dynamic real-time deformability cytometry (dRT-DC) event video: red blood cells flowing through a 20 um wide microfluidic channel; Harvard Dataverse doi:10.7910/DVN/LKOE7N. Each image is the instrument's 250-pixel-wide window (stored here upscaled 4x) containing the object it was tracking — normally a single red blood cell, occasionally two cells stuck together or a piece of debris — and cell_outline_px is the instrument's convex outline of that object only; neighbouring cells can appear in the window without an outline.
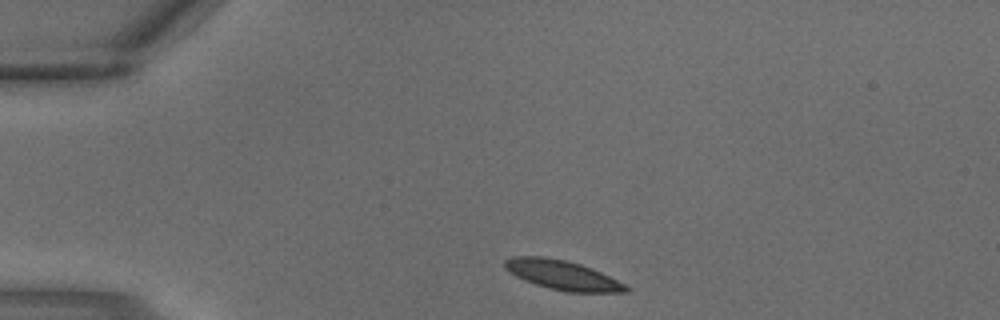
{"species": "common noctule bat (a hibernating species)", "species_latin": "Nyctalus noctula", "temperature_condition": "warm", "stored_images_in_passage": 2, "camera_frame_rate_fps": 3000, "um_per_image_px": 0.085, "animal": {"sex": "male", "body_mass_g": 18.8}, "frame": {"image": 1, "passage_image": 1, "time_ms": 0.0, "image_size_px": [1000, 320], "cell_outline_px": [[632, 288], [628, 292], [568, 292], [548, 288], [524, 280], [516, 276], [504, 268], [504, 260], [512, 256], [544, 256], [564, 260], [580, 264], [592, 268]], "centroid_in_image_um": [47.78, 23.38], "position_along_channel_um": 37.2, "area_um2": 20.69}}